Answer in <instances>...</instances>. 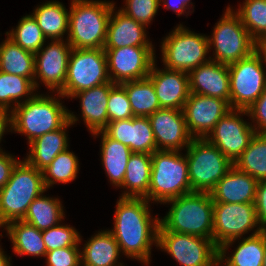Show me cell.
I'll list each match as a JSON object with an SVG mask.
<instances>
[{
  "label": "cell",
  "instance_id": "e0dca14e",
  "mask_svg": "<svg viewBox=\"0 0 266 266\" xmlns=\"http://www.w3.org/2000/svg\"><path fill=\"white\" fill-rule=\"evenodd\" d=\"M231 110L226 100L195 93L189 94L183 108L188 131L194 139H205Z\"/></svg>",
  "mask_w": 266,
  "mask_h": 266
},
{
  "label": "cell",
  "instance_id": "f1b7e54d",
  "mask_svg": "<svg viewBox=\"0 0 266 266\" xmlns=\"http://www.w3.org/2000/svg\"><path fill=\"white\" fill-rule=\"evenodd\" d=\"M13 243V251L19 255L45 257L47 249L42 231L23 221H13L4 226Z\"/></svg>",
  "mask_w": 266,
  "mask_h": 266
},
{
  "label": "cell",
  "instance_id": "3957f363",
  "mask_svg": "<svg viewBox=\"0 0 266 266\" xmlns=\"http://www.w3.org/2000/svg\"><path fill=\"white\" fill-rule=\"evenodd\" d=\"M67 41L74 49L104 48L111 10L110 1L72 0Z\"/></svg>",
  "mask_w": 266,
  "mask_h": 266
},
{
  "label": "cell",
  "instance_id": "4dcf8cb0",
  "mask_svg": "<svg viewBox=\"0 0 266 266\" xmlns=\"http://www.w3.org/2000/svg\"><path fill=\"white\" fill-rule=\"evenodd\" d=\"M45 38L63 40L65 32L68 34L69 12L59 1H47L39 5L32 13Z\"/></svg>",
  "mask_w": 266,
  "mask_h": 266
},
{
  "label": "cell",
  "instance_id": "7bdbcfd3",
  "mask_svg": "<svg viewBox=\"0 0 266 266\" xmlns=\"http://www.w3.org/2000/svg\"><path fill=\"white\" fill-rule=\"evenodd\" d=\"M79 246L64 247L46 252L47 266H77L81 263Z\"/></svg>",
  "mask_w": 266,
  "mask_h": 266
},
{
  "label": "cell",
  "instance_id": "c3c4849f",
  "mask_svg": "<svg viewBox=\"0 0 266 266\" xmlns=\"http://www.w3.org/2000/svg\"><path fill=\"white\" fill-rule=\"evenodd\" d=\"M10 112H12L10 111V109L0 106V142L2 140L4 132H6V130L12 129V113ZM7 127L10 128L7 129Z\"/></svg>",
  "mask_w": 266,
  "mask_h": 266
},
{
  "label": "cell",
  "instance_id": "e575fe53",
  "mask_svg": "<svg viewBox=\"0 0 266 266\" xmlns=\"http://www.w3.org/2000/svg\"><path fill=\"white\" fill-rule=\"evenodd\" d=\"M234 166L258 182L266 180V133H255Z\"/></svg>",
  "mask_w": 266,
  "mask_h": 266
},
{
  "label": "cell",
  "instance_id": "4fadbf2b",
  "mask_svg": "<svg viewBox=\"0 0 266 266\" xmlns=\"http://www.w3.org/2000/svg\"><path fill=\"white\" fill-rule=\"evenodd\" d=\"M157 247L181 266H210L219 256V248L213 239L173 231H158Z\"/></svg>",
  "mask_w": 266,
  "mask_h": 266
},
{
  "label": "cell",
  "instance_id": "7c38bea8",
  "mask_svg": "<svg viewBox=\"0 0 266 266\" xmlns=\"http://www.w3.org/2000/svg\"><path fill=\"white\" fill-rule=\"evenodd\" d=\"M258 226L254 203H214L213 242L219 253Z\"/></svg>",
  "mask_w": 266,
  "mask_h": 266
},
{
  "label": "cell",
  "instance_id": "ac0fdd59",
  "mask_svg": "<svg viewBox=\"0 0 266 266\" xmlns=\"http://www.w3.org/2000/svg\"><path fill=\"white\" fill-rule=\"evenodd\" d=\"M148 118L156 150L180 151L194 139L188 131L183 110L161 108Z\"/></svg>",
  "mask_w": 266,
  "mask_h": 266
},
{
  "label": "cell",
  "instance_id": "9c48e42d",
  "mask_svg": "<svg viewBox=\"0 0 266 266\" xmlns=\"http://www.w3.org/2000/svg\"><path fill=\"white\" fill-rule=\"evenodd\" d=\"M110 82L104 49H74L68 60L67 75L59 98L72 97L85 89Z\"/></svg>",
  "mask_w": 266,
  "mask_h": 266
},
{
  "label": "cell",
  "instance_id": "2e32d148",
  "mask_svg": "<svg viewBox=\"0 0 266 266\" xmlns=\"http://www.w3.org/2000/svg\"><path fill=\"white\" fill-rule=\"evenodd\" d=\"M43 47L35 53V89L39 87L37 79H40L50 91L56 90L59 93L65 84L72 47L67 39L65 42L51 40L50 44Z\"/></svg>",
  "mask_w": 266,
  "mask_h": 266
},
{
  "label": "cell",
  "instance_id": "ee69618b",
  "mask_svg": "<svg viewBox=\"0 0 266 266\" xmlns=\"http://www.w3.org/2000/svg\"><path fill=\"white\" fill-rule=\"evenodd\" d=\"M248 116L253 124L256 133H266V88L262 95L249 107Z\"/></svg>",
  "mask_w": 266,
  "mask_h": 266
},
{
  "label": "cell",
  "instance_id": "74e56055",
  "mask_svg": "<svg viewBox=\"0 0 266 266\" xmlns=\"http://www.w3.org/2000/svg\"><path fill=\"white\" fill-rule=\"evenodd\" d=\"M234 12L256 42L266 37V0H245Z\"/></svg>",
  "mask_w": 266,
  "mask_h": 266
},
{
  "label": "cell",
  "instance_id": "8fae6325",
  "mask_svg": "<svg viewBox=\"0 0 266 266\" xmlns=\"http://www.w3.org/2000/svg\"><path fill=\"white\" fill-rule=\"evenodd\" d=\"M262 55L255 50L246 58L228 65L231 109L248 110L266 88Z\"/></svg>",
  "mask_w": 266,
  "mask_h": 266
},
{
  "label": "cell",
  "instance_id": "f35d334b",
  "mask_svg": "<svg viewBox=\"0 0 266 266\" xmlns=\"http://www.w3.org/2000/svg\"><path fill=\"white\" fill-rule=\"evenodd\" d=\"M6 36L34 54L44 46L47 40L32 14L23 16L16 29L6 32Z\"/></svg>",
  "mask_w": 266,
  "mask_h": 266
},
{
  "label": "cell",
  "instance_id": "ba28073f",
  "mask_svg": "<svg viewBox=\"0 0 266 266\" xmlns=\"http://www.w3.org/2000/svg\"><path fill=\"white\" fill-rule=\"evenodd\" d=\"M208 46L209 50L211 46L215 48L214 58L210 56V60L230 65L251 55L257 49V42L229 6L213 28L212 37L208 36Z\"/></svg>",
  "mask_w": 266,
  "mask_h": 266
},
{
  "label": "cell",
  "instance_id": "7a4b0ae2",
  "mask_svg": "<svg viewBox=\"0 0 266 266\" xmlns=\"http://www.w3.org/2000/svg\"><path fill=\"white\" fill-rule=\"evenodd\" d=\"M171 208L159 219L158 231H173L213 239L214 203L208 192H191L165 202Z\"/></svg>",
  "mask_w": 266,
  "mask_h": 266
},
{
  "label": "cell",
  "instance_id": "6da1fadb",
  "mask_svg": "<svg viewBox=\"0 0 266 266\" xmlns=\"http://www.w3.org/2000/svg\"><path fill=\"white\" fill-rule=\"evenodd\" d=\"M148 205L145 198L120 197L115 208L114 227L108 230L124 255L146 265L153 243L157 247L160 224V218L151 216Z\"/></svg>",
  "mask_w": 266,
  "mask_h": 266
},
{
  "label": "cell",
  "instance_id": "f546056e",
  "mask_svg": "<svg viewBox=\"0 0 266 266\" xmlns=\"http://www.w3.org/2000/svg\"><path fill=\"white\" fill-rule=\"evenodd\" d=\"M0 71L29 78L34 83L35 54L7 36L0 44Z\"/></svg>",
  "mask_w": 266,
  "mask_h": 266
},
{
  "label": "cell",
  "instance_id": "836d02e7",
  "mask_svg": "<svg viewBox=\"0 0 266 266\" xmlns=\"http://www.w3.org/2000/svg\"><path fill=\"white\" fill-rule=\"evenodd\" d=\"M125 88L134 116L149 117L161 109L152 81L147 77L121 83Z\"/></svg>",
  "mask_w": 266,
  "mask_h": 266
},
{
  "label": "cell",
  "instance_id": "d6986e66",
  "mask_svg": "<svg viewBox=\"0 0 266 266\" xmlns=\"http://www.w3.org/2000/svg\"><path fill=\"white\" fill-rule=\"evenodd\" d=\"M103 131L112 139L129 147L132 152L153 154L156 141L148 117L133 118L108 122Z\"/></svg>",
  "mask_w": 266,
  "mask_h": 266
},
{
  "label": "cell",
  "instance_id": "484cf974",
  "mask_svg": "<svg viewBox=\"0 0 266 266\" xmlns=\"http://www.w3.org/2000/svg\"><path fill=\"white\" fill-rule=\"evenodd\" d=\"M86 243L80 252L83 266H124L117 262L121 251L108 230L99 231Z\"/></svg>",
  "mask_w": 266,
  "mask_h": 266
},
{
  "label": "cell",
  "instance_id": "60d3db41",
  "mask_svg": "<svg viewBox=\"0 0 266 266\" xmlns=\"http://www.w3.org/2000/svg\"><path fill=\"white\" fill-rule=\"evenodd\" d=\"M107 113L108 122L134 117L126 90L121 84H115L110 89Z\"/></svg>",
  "mask_w": 266,
  "mask_h": 266
},
{
  "label": "cell",
  "instance_id": "5b68a950",
  "mask_svg": "<svg viewBox=\"0 0 266 266\" xmlns=\"http://www.w3.org/2000/svg\"><path fill=\"white\" fill-rule=\"evenodd\" d=\"M44 94L34 95L12 110V129L24 134L28 142L61 128L69 120V110L60 100Z\"/></svg>",
  "mask_w": 266,
  "mask_h": 266
},
{
  "label": "cell",
  "instance_id": "44dd1931",
  "mask_svg": "<svg viewBox=\"0 0 266 266\" xmlns=\"http://www.w3.org/2000/svg\"><path fill=\"white\" fill-rule=\"evenodd\" d=\"M189 91L226 100L230 104V76L228 65L209 60L189 73Z\"/></svg>",
  "mask_w": 266,
  "mask_h": 266
},
{
  "label": "cell",
  "instance_id": "9a60e30c",
  "mask_svg": "<svg viewBox=\"0 0 266 266\" xmlns=\"http://www.w3.org/2000/svg\"><path fill=\"white\" fill-rule=\"evenodd\" d=\"M104 51L108 75L115 84L147 78L155 62L153 46H128Z\"/></svg>",
  "mask_w": 266,
  "mask_h": 266
},
{
  "label": "cell",
  "instance_id": "7402d4cb",
  "mask_svg": "<svg viewBox=\"0 0 266 266\" xmlns=\"http://www.w3.org/2000/svg\"><path fill=\"white\" fill-rule=\"evenodd\" d=\"M107 26V37L103 49H116L128 46H153L147 39L146 26L128 17L122 11L114 12ZM115 13V15H113Z\"/></svg>",
  "mask_w": 266,
  "mask_h": 266
},
{
  "label": "cell",
  "instance_id": "83f0119b",
  "mask_svg": "<svg viewBox=\"0 0 266 266\" xmlns=\"http://www.w3.org/2000/svg\"><path fill=\"white\" fill-rule=\"evenodd\" d=\"M101 135V158L110 182L119 187L124 180L131 149L117 140L110 138L103 130L92 133Z\"/></svg>",
  "mask_w": 266,
  "mask_h": 266
},
{
  "label": "cell",
  "instance_id": "ab89813d",
  "mask_svg": "<svg viewBox=\"0 0 266 266\" xmlns=\"http://www.w3.org/2000/svg\"><path fill=\"white\" fill-rule=\"evenodd\" d=\"M42 236L47 252L64 247L79 246L81 242V236L74 227L60 223L43 230Z\"/></svg>",
  "mask_w": 266,
  "mask_h": 266
},
{
  "label": "cell",
  "instance_id": "816d5d0a",
  "mask_svg": "<svg viewBox=\"0 0 266 266\" xmlns=\"http://www.w3.org/2000/svg\"><path fill=\"white\" fill-rule=\"evenodd\" d=\"M223 263V260L221 259V257L220 256H218L212 263H211V265L210 266H219V265H221ZM224 264V266H229L227 263H223Z\"/></svg>",
  "mask_w": 266,
  "mask_h": 266
},
{
  "label": "cell",
  "instance_id": "4316f807",
  "mask_svg": "<svg viewBox=\"0 0 266 266\" xmlns=\"http://www.w3.org/2000/svg\"><path fill=\"white\" fill-rule=\"evenodd\" d=\"M151 166L152 154L136 152L131 154L123 183L119 186L127 191H124L121 197L145 198L148 201Z\"/></svg>",
  "mask_w": 266,
  "mask_h": 266
},
{
  "label": "cell",
  "instance_id": "681fc988",
  "mask_svg": "<svg viewBox=\"0 0 266 266\" xmlns=\"http://www.w3.org/2000/svg\"><path fill=\"white\" fill-rule=\"evenodd\" d=\"M256 50L262 55V58L265 62L264 64L266 65V37L257 42Z\"/></svg>",
  "mask_w": 266,
  "mask_h": 266
},
{
  "label": "cell",
  "instance_id": "cb8c5ba5",
  "mask_svg": "<svg viewBox=\"0 0 266 266\" xmlns=\"http://www.w3.org/2000/svg\"><path fill=\"white\" fill-rule=\"evenodd\" d=\"M73 112L69 111V120L59 129L48 132L29 143L30 151L25 160L42 171L60 153L69 148L66 128L78 121Z\"/></svg>",
  "mask_w": 266,
  "mask_h": 266
},
{
  "label": "cell",
  "instance_id": "8992f818",
  "mask_svg": "<svg viewBox=\"0 0 266 266\" xmlns=\"http://www.w3.org/2000/svg\"><path fill=\"white\" fill-rule=\"evenodd\" d=\"M180 151L156 150L152 154L148 202L165 203L191 193L186 155Z\"/></svg>",
  "mask_w": 266,
  "mask_h": 266
},
{
  "label": "cell",
  "instance_id": "603a6c76",
  "mask_svg": "<svg viewBox=\"0 0 266 266\" xmlns=\"http://www.w3.org/2000/svg\"><path fill=\"white\" fill-rule=\"evenodd\" d=\"M258 181L233 166L210 192L213 203H254Z\"/></svg>",
  "mask_w": 266,
  "mask_h": 266
},
{
  "label": "cell",
  "instance_id": "d6a6232c",
  "mask_svg": "<svg viewBox=\"0 0 266 266\" xmlns=\"http://www.w3.org/2000/svg\"><path fill=\"white\" fill-rule=\"evenodd\" d=\"M63 206L59 199L39 195L28 207L23 221L38 230H46L58 225L64 219Z\"/></svg>",
  "mask_w": 266,
  "mask_h": 266
},
{
  "label": "cell",
  "instance_id": "277c9868",
  "mask_svg": "<svg viewBox=\"0 0 266 266\" xmlns=\"http://www.w3.org/2000/svg\"><path fill=\"white\" fill-rule=\"evenodd\" d=\"M45 191L42 171L25 159L19 160L9 181L0 189V227L23 220L29 205Z\"/></svg>",
  "mask_w": 266,
  "mask_h": 266
},
{
  "label": "cell",
  "instance_id": "5bb4252c",
  "mask_svg": "<svg viewBox=\"0 0 266 266\" xmlns=\"http://www.w3.org/2000/svg\"><path fill=\"white\" fill-rule=\"evenodd\" d=\"M241 114L249 115L247 110L232 109L216 123L205 138L233 164L248 147L251 138L256 133L252 123L244 121Z\"/></svg>",
  "mask_w": 266,
  "mask_h": 266
},
{
  "label": "cell",
  "instance_id": "1f68e13d",
  "mask_svg": "<svg viewBox=\"0 0 266 266\" xmlns=\"http://www.w3.org/2000/svg\"><path fill=\"white\" fill-rule=\"evenodd\" d=\"M265 249L266 230L258 227L250 236L239 242L230 257H227L226 253H219V256L229 266H262Z\"/></svg>",
  "mask_w": 266,
  "mask_h": 266
},
{
  "label": "cell",
  "instance_id": "b9f144b4",
  "mask_svg": "<svg viewBox=\"0 0 266 266\" xmlns=\"http://www.w3.org/2000/svg\"><path fill=\"white\" fill-rule=\"evenodd\" d=\"M160 5V0H126V7L121 8L120 11L135 21L148 26Z\"/></svg>",
  "mask_w": 266,
  "mask_h": 266
},
{
  "label": "cell",
  "instance_id": "f5cc1de1",
  "mask_svg": "<svg viewBox=\"0 0 266 266\" xmlns=\"http://www.w3.org/2000/svg\"><path fill=\"white\" fill-rule=\"evenodd\" d=\"M262 266H266V249L264 252V259H263V265Z\"/></svg>",
  "mask_w": 266,
  "mask_h": 266
},
{
  "label": "cell",
  "instance_id": "7dc6e473",
  "mask_svg": "<svg viewBox=\"0 0 266 266\" xmlns=\"http://www.w3.org/2000/svg\"><path fill=\"white\" fill-rule=\"evenodd\" d=\"M164 3L166 9L173 10L177 16L184 15L186 9H189L190 0H160V3ZM188 6V7H187Z\"/></svg>",
  "mask_w": 266,
  "mask_h": 266
},
{
  "label": "cell",
  "instance_id": "30bf717a",
  "mask_svg": "<svg viewBox=\"0 0 266 266\" xmlns=\"http://www.w3.org/2000/svg\"><path fill=\"white\" fill-rule=\"evenodd\" d=\"M162 61L166 69L189 73L207 63L208 37L178 25L161 43Z\"/></svg>",
  "mask_w": 266,
  "mask_h": 266
},
{
  "label": "cell",
  "instance_id": "ffe728a7",
  "mask_svg": "<svg viewBox=\"0 0 266 266\" xmlns=\"http://www.w3.org/2000/svg\"><path fill=\"white\" fill-rule=\"evenodd\" d=\"M153 63L148 78L152 81L161 108L183 110L189 91V75L184 71L157 69Z\"/></svg>",
  "mask_w": 266,
  "mask_h": 266
},
{
  "label": "cell",
  "instance_id": "8d00e7d4",
  "mask_svg": "<svg viewBox=\"0 0 266 266\" xmlns=\"http://www.w3.org/2000/svg\"><path fill=\"white\" fill-rule=\"evenodd\" d=\"M79 170L78 158L68 148L60 152L55 159L42 170L46 189L59 183H69L76 179Z\"/></svg>",
  "mask_w": 266,
  "mask_h": 266
},
{
  "label": "cell",
  "instance_id": "bcb514c9",
  "mask_svg": "<svg viewBox=\"0 0 266 266\" xmlns=\"http://www.w3.org/2000/svg\"><path fill=\"white\" fill-rule=\"evenodd\" d=\"M19 160L0 148V189L9 181L11 173Z\"/></svg>",
  "mask_w": 266,
  "mask_h": 266
},
{
  "label": "cell",
  "instance_id": "f907efd6",
  "mask_svg": "<svg viewBox=\"0 0 266 266\" xmlns=\"http://www.w3.org/2000/svg\"><path fill=\"white\" fill-rule=\"evenodd\" d=\"M9 261L10 257L8 258V256L4 254L2 248H0V266H11V263Z\"/></svg>",
  "mask_w": 266,
  "mask_h": 266
},
{
  "label": "cell",
  "instance_id": "52a82bcc",
  "mask_svg": "<svg viewBox=\"0 0 266 266\" xmlns=\"http://www.w3.org/2000/svg\"><path fill=\"white\" fill-rule=\"evenodd\" d=\"M192 192L210 193L234 164L206 139H193L186 148Z\"/></svg>",
  "mask_w": 266,
  "mask_h": 266
},
{
  "label": "cell",
  "instance_id": "d4e9b609",
  "mask_svg": "<svg viewBox=\"0 0 266 266\" xmlns=\"http://www.w3.org/2000/svg\"><path fill=\"white\" fill-rule=\"evenodd\" d=\"M115 85L111 81L100 86L82 90L71 98H80L82 118L91 133L103 130L108 124V98L110 89Z\"/></svg>",
  "mask_w": 266,
  "mask_h": 266
},
{
  "label": "cell",
  "instance_id": "f6af8a7d",
  "mask_svg": "<svg viewBox=\"0 0 266 266\" xmlns=\"http://www.w3.org/2000/svg\"><path fill=\"white\" fill-rule=\"evenodd\" d=\"M254 205L259 227L266 230V180L258 182Z\"/></svg>",
  "mask_w": 266,
  "mask_h": 266
},
{
  "label": "cell",
  "instance_id": "d590c367",
  "mask_svg": "<svg viewBox=\"0 0 266 266\" xmlns=\"http://www.w3.org/2000/svg\"><path fill=\"white\" fill-rule=\"evenodd\" d=\"M35 90L34 83L29 78L0 71V106L10 108L12 111L21 103L19 100L21 97L26 96L27 99L22 101L25 102L35 95L33 93ZM11 105H14L13 108Z\"/></svg>",
  "mask_w": 266,
  "mask_h": 266
}]
</instances>
